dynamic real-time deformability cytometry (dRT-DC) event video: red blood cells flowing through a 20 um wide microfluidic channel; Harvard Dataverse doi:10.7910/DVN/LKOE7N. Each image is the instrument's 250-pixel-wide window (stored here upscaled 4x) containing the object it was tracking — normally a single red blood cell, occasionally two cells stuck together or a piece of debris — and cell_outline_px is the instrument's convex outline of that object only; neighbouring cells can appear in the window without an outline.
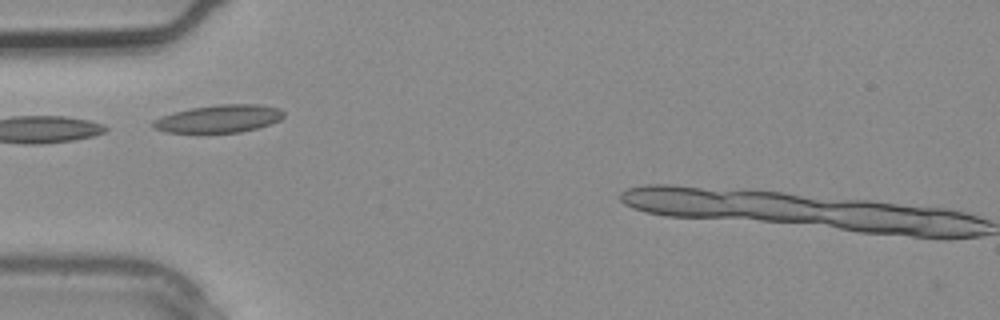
{"species": "common noctule bat (a hibernating species)", "species_latin": "Nyctalus noctula", "temperature_condition": "warm", "stored_images_in_passage": 2, "camera_frame_rate_fps": 3000, "um_per_image_px": 0.085, "animal": {"sex": "male", "body_mass_g": 20.4}, "frame": {"image": 1, "passage_image": 2, "time_ms": 0.333, "image_size_px": [1000, 320], "cell_outline_px": [[284, 116], [280, 120], [256, 128], [240, 132], [196, 136], [168, 132], [152, 128], [152, 120], [160, 116], [192, 108], [220, 104], [256, 104], [280, 108], [284, 112]], "centroid_in_image_um": [18.53, 10.14], "position_along_channel_um": 66.5, "area_um2": 21.91}}